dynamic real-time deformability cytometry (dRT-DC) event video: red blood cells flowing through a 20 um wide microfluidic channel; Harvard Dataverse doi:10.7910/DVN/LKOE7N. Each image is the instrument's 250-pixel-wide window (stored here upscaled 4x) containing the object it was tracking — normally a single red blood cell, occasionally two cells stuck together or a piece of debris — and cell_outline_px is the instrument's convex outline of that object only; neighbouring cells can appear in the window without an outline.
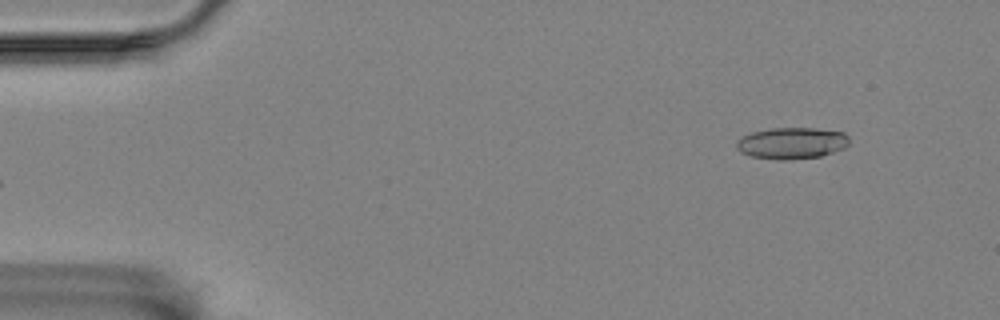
{"species": "Egyptian fruit bat (a non-hibernating species)", "species_latin": "Rousettus aegyptiacus", "temperature_condition": "room temperature", "stored_images_in_passage": 53, "camera_frame_rate_fps": 3000, "um_per_image_px": 0.085, "animal": {"sex": "female"}, "frame": {"image": 1, "passage_image": 1, "time_ms": 0.0, "image_size_px": [1000, 320], "cell_outline_px": [[848, 144], [844, 148], [820, 156], [784, 160], [780, 160], [752, 156], [740, 152], [736, 148], [736, 140], [752, 132], [772, 128], [816, 128], [844, 132], [848, 136]], "centroid_in_image_um": [67.29, 12.16], "position_along_channel_um": 17.7, "area_um2": 20.58}}
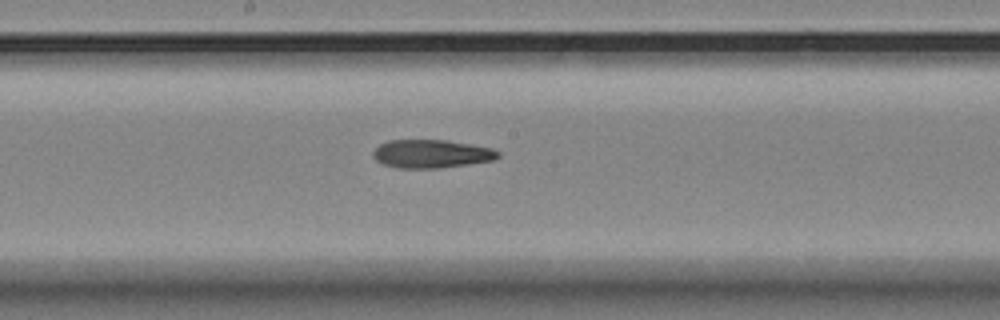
{"frame": {"image": 2, "passage_image": 26, "time_ms": 8.333, "image_size_px": [1000, 320], "cell_outline_px": [[500, 156], [492, 160], [468, 164], [440, 168], [396, 168], [384, 164], [376, 160], [372, 156], [372, 152], [380, 144], [388, 140], [444, 140], [472, 144], [492, 148], [500, 152]], "centroid_in_image_um": [36.66, 13.07], "position_along_channel_um": 211.5, "area_um2": 20.63}}
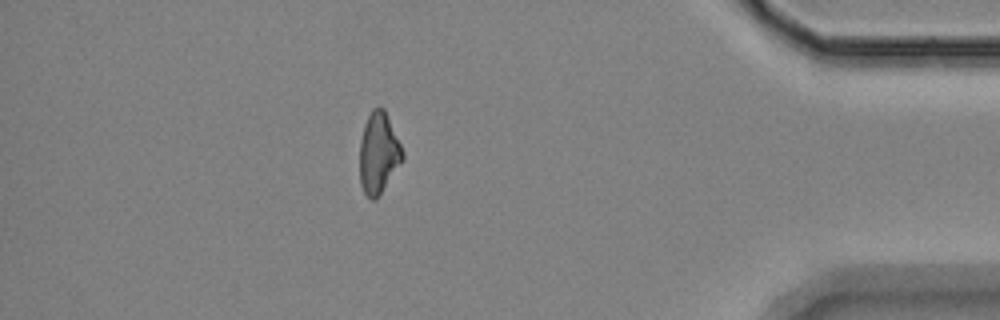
{"frame": {"image": 3, "passage_image": 46, "time_ms": 15.0, "image_size_px": [1000, 320], "cell_outline_px": [[404, 160], [376, 200], [372, 200], [364, 192], [360, 184], [360, 140], [364, 124], [372, 108], [384, 108], [404, 152]], "centroid_in_image_um": [32.18, 13.03], "position_along_channel_um": 403.0, "area_um2": 20.29}, "authors_computed_cell_mechanics": {"area_um2": 20.808, "velocity_mm_per_s": 3.4677, "shape_relaxation_time_tau1_ms": null, "shape_relaxation_time_tau2_ms": 4.8139, "deformation_change_tau1": null, "deformation_change_tau2": 0.1476}}